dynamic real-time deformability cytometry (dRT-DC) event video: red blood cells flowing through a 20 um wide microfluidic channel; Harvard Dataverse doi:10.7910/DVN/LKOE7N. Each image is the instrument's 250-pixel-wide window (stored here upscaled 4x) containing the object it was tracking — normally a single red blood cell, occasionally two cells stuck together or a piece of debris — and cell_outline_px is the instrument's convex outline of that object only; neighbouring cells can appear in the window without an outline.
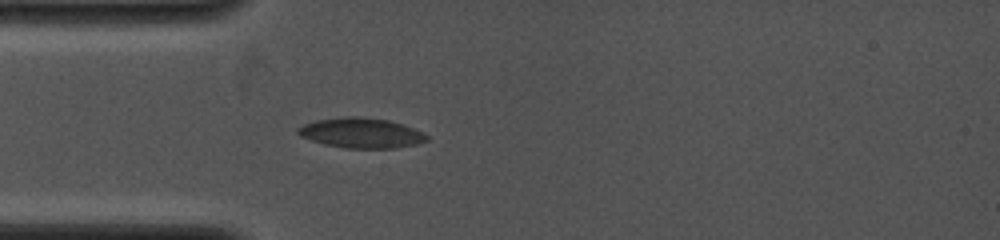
{"species": "common noctule bat (a hibernating species)", "species_latin": "Nyctalus noctula", "temperature_condition": "cold", "stored_images_in_passage": 15, "camera_frame_rate_fps": 4000, "um_per_image_px": 0.085, "animal": {"sex": "female", "body_mass_g": 19.0, "forearm_length_mm": 53.3}, "frame": {"image": 1, "passage_image": 5, "time_ms": 2.0, "image_size_px": [1000, 240], "cell_outline_px": [[428, 140], [416, 144], [392, 148], [344, 148], [324, 144], [300, 136], [296, 132], [296, 128], [304, 124], [316, 120], [344, 116], [356, 116], [388, 120], [404, 124], [428, 136]], "centroid_in_image_um": [30.66, 11.29], "position_along_channel_um": 54.3, "area_um2": 22.48}}
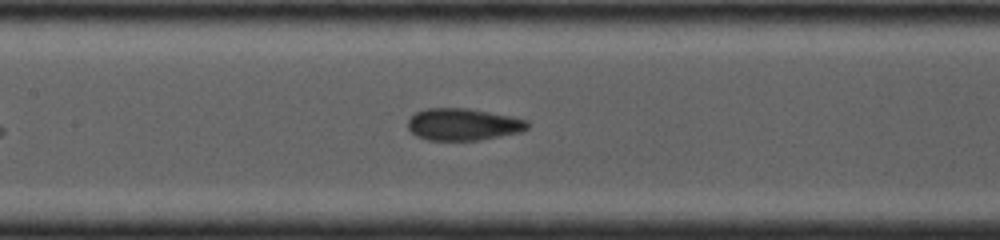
{"frame": {"image": 2, "passage_image": 11, "time_ms": 4.75, "image_size_px": [1000, 240], "cell_outline_px": [[528, 128], [520, 132], [480, 140], [428, 140], [416, 136], [408, 128], [408, 120], [416, 112], [424, 108], [468, 108], [528, 120]], "centroid_in_image_um": [39.34, 10.57], "position_along_channel_um": 168.1, "area_um2": 22.2}}
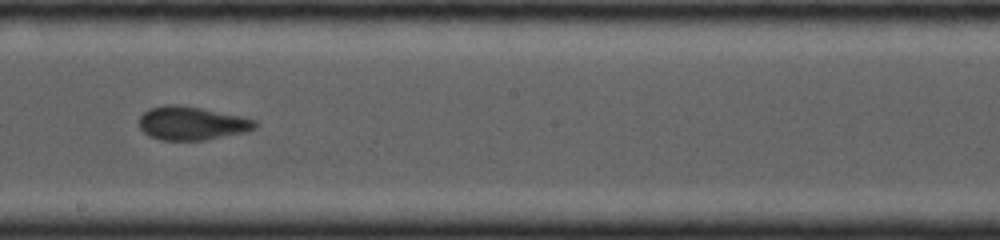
{"frame": {"image": 3, "passage_image": 14, "time_ms": 6.25, "image_size_px": [1000, 240], "cell_outline_px": [[260, 124], [256, 128], [244, 132], [204, 140], [160, 140], [148, 136], [140, 128], [140, 116], [148, 108], [164, 104], [172, 104], [200, 108], [240, 116], [256, 120]], "centroid_in_image_um": [16.29, 10.48], "position_along_channel_um": 231.9, "area_um2": 22.6}}